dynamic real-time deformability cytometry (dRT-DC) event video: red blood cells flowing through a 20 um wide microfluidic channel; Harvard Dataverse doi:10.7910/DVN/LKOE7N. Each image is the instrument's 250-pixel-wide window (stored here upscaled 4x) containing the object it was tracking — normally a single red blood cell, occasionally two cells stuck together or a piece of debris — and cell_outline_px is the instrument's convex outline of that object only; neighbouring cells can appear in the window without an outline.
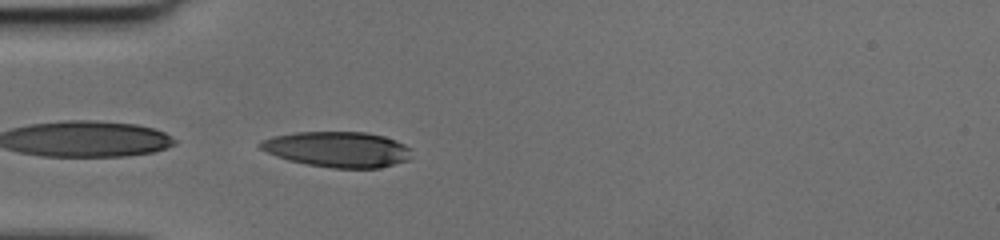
{"species": "human", "species_latin": "Homo sapiens", "temperature_condition": "cold", "stored_images_in_passage": 35, "camera_frame_rate_fps": 3000, "um_per_image_px": 0.085, "donor": {"sex": "female"}, "frame": {"image": 1, "passage_image": 1, "time_ms": 0.0, "image_size_px": [1000, 240], "cell_outline_px": [[408, 160], [380, 168], [332, 168], [308, 164], [288, 160], [276, 156], [260, 148], [256, 144], [260, 140], [272, 136], [296, 132], [364, 132], [384, 136], [396, 140], [404, 144], [408, 148]], "centroid_in_image_um": [28.64, 12.69], "position_along_channel_um": 56.4, "area_um2": 31.21}}
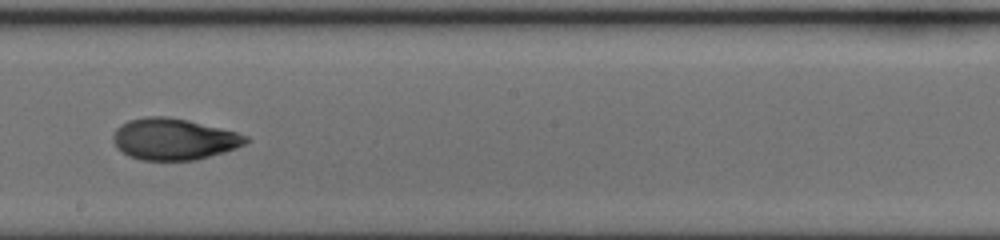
{"frame": {"image": 2, "passage_image": 14, "time_ms": 4.333, "image_size_px": [1000, 240], "cell_outline_px": [[252, 140], [236, 148], [224, 152], [196, 160], [140, 160], [128, 156], [116, 148], [112, 140], [112, 136], [116, 128], [120, 124], [128, 120], [144, 116], [164, 116], [188, 120], [236, 132], [248, 136]], "centroid_in_image_um": [14.74, 11.82], "position_along_channel_um": 233.5, "area_um2": 32.31}}
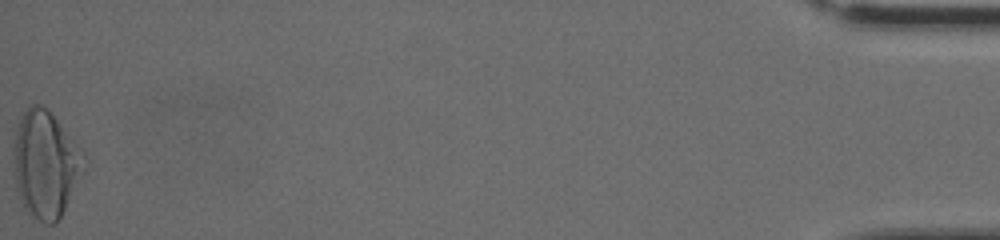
{"frame": {"image": 3, "passage_image": 35, "time_ms": 11.333, "image_size_px": [1000, 240], "cell_outline_px": [[84, 172], [60, 216], [52, 224], [44, 224], [28, 216], [20, 200], [16, 188], [12, 152], [12, 144], [16, 128], [28, 104], [40, 104], [56, 120], [76, 156]], "centroid_in_image_um": [3.71, 14.05], "position_along_channel_um": 431.5, "area_um2": 41.91}}